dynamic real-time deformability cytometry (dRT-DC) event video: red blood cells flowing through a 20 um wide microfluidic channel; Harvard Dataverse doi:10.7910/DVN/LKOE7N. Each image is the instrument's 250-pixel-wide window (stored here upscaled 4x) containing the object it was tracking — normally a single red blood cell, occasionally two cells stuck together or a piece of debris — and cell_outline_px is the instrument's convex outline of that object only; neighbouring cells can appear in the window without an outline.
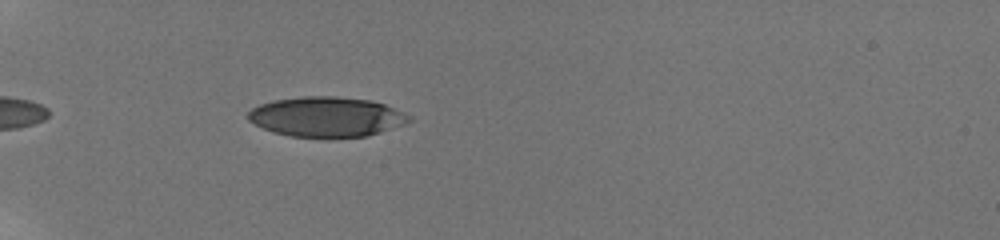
{"species": "human", "species_latin": "Homo sapiens", "temperature_condition": "room temperature", "stored_images_in_passage": 20, "camera_frame_rate_fps": 3000, "um_per_image_px": 0.085, "donor": {"sex": "male"}, "frame": {"image": 1, "passage_image": 9, "time_ms": 1.667, "image_size_px": [1000, 240], "cell_outline_px": [[412, 120], [380, 132], [368, 136], [292, 136], [276, 132], [264, 128], [248, 120], [248, 112], [252, 108], [260, 104], [272, 100], [300, 96], [336, 96], [372, 100], [384, 104], [404, 112], [412, 116]], "centroid_in_image_um": [27.76, 9.9], "position_along_channel_um": 57.2, "area_um2": 37.05}}